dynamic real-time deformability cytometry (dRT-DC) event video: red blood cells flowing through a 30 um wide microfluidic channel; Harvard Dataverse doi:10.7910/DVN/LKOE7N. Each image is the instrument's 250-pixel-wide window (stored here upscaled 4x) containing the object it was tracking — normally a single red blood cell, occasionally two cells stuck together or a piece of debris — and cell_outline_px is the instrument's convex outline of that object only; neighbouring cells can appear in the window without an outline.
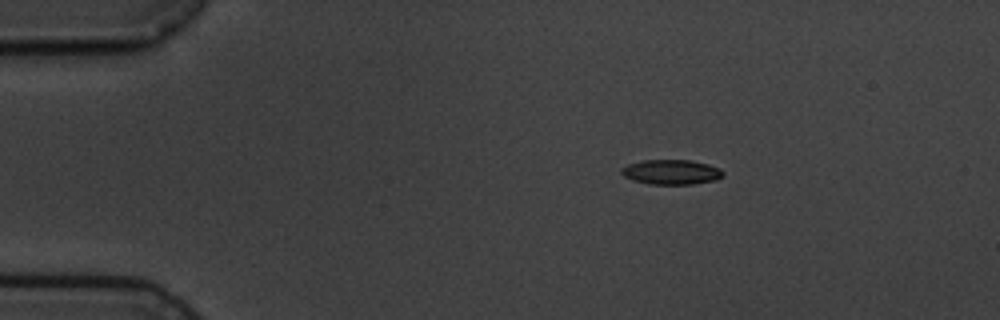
{"species": "common noctule bat (a hibernating species)", "species_latin": "Nyctalus noctula", "temperature_condition": "cold", "stored_images_in_passage": 4, "segment_of_instrument_passage": [1, 2], "camera_frame_rate_fps": 3000, "um_per_image_px": 0.085, "animal": {"sex": "male", "body_mass_g": 19.5, "forearm_length_mm": 54.6}, "frame": {"image": 1, "passage_image": 1, "time_ms": 0.0, "image_size_px": [1000, 320], "cell_outline_px": [[724, 176], [716, 180], [692, 184], [648, 184], [632, 180], [624, 176], [620, 172], [620, 168], [628, 164], [644, 160], [692, 160], [708, 164], [720, 168], [724, 172]], "centroid_in_image_um": [57.07, 14.62], "position_along_channel_um": 27.9, "area_um2": 14.85}}